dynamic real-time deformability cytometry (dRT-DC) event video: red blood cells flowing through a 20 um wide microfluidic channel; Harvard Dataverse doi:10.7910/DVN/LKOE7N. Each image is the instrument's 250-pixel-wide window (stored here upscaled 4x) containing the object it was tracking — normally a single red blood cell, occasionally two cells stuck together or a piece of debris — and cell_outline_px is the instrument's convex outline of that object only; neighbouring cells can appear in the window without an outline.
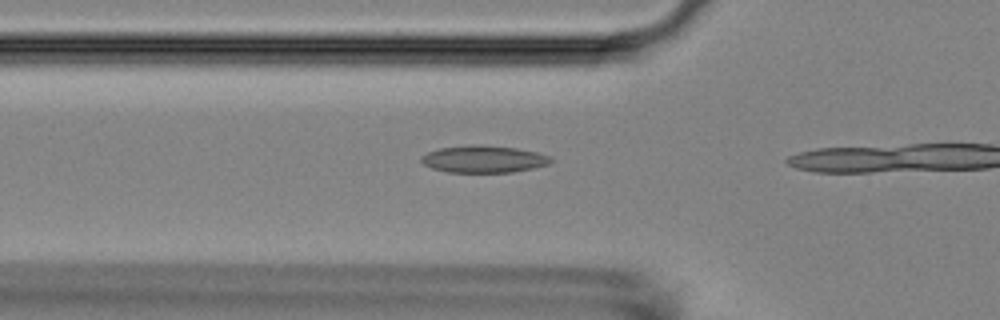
{"species": "Egyptian fruit bat (a non-hibernating species)", "species_latin": "Rousettus aegyptiacus", "temperature_condition": "room temperature", "stored_images_in_passage": 4, "camera_frame_rate_fps": 3000, "um_per_image_px": 0.085, "animal": {"sex": "female"}, "frame": {"image": 1, "passage_image": 3, "time_ms": 0.667, "image_size_px": [1000, 320], "cell_outline_px": [[552, 160], [548, 164], [532, 168], [512, 172], [448, 172], [432, 168], [424, 164], [420, 160], [420, 156], [428, 152], [440, 148], [472, 144], [476, 144], [516, 148], [536, 152], [548, 156]], "centroid_in_image_um": [41.07, 13.52], "position_along_channel_um": 84.7, "area_um2": 20.29}}